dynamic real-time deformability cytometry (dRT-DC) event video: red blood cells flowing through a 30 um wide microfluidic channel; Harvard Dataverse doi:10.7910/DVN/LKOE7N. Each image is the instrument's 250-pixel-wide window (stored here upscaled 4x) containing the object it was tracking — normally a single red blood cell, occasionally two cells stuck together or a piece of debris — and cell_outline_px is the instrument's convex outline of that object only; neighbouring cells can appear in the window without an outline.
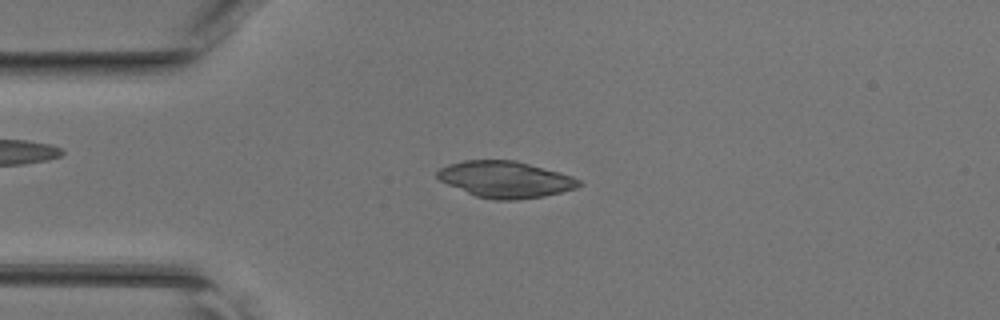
{"species": "common noctule bat (a hibernating species)", "species_latin": "Nyctalus noctula", "temperature_condition": "room temperature", "stored_images_in_passage": 44, "camera_frame_rate_fps": 3000, "um_per_image_px": 0.085, "animal": {"sex": "female", "body_mass_g": 17.0, "forearm_length_mm": 48.0}, "frame": {"image": 1, "passage_image": 10, "time_ms": 3.0, "image_size_px": [1000, 320], "cell_outline_px": [[584, 184], [576, 188], [544, 196], [516, 200], [496, 200], [476, 196], [448, 184], [440, 180], [436, 176], [436, 172], [440, 168], [448, 164], [464, 160], [516, 160], [560, 172], [572, 176], [580, 180]], "centroid_in_image_um": [42.98, 15.24], "position_along_channel_um": 42.0, "area_um2": 30.06}}
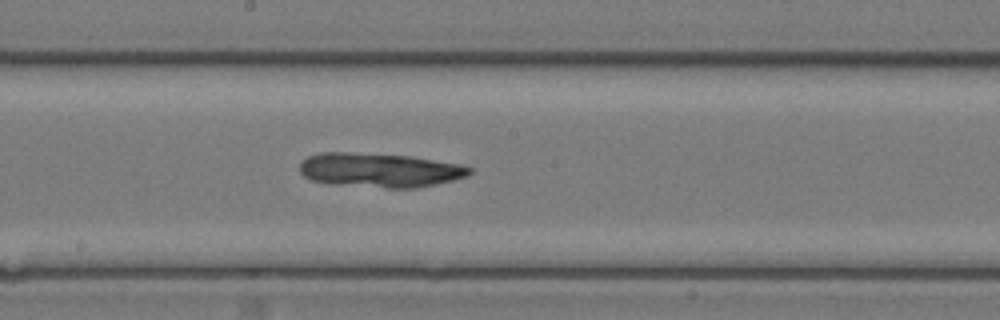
{"frame": {"image": 2, "passage_image": 23, "time_ms": 7.333, "image_size_px": [1000, 320], "cell_outline_px": [[472, 172], [468, 176], [436, 184], [416, 188], [388, 188], [328, 184], [312, 180], [304, 176], [300, 172], [300, 160], [308, 156], [320, 152], [348, 152], [412, 156], [460, 164], [472, 168]], "centroid_in_image_um": [32.25, 14.46], "position_along_channel_um": 215.9, "area_um2": 34.22}}
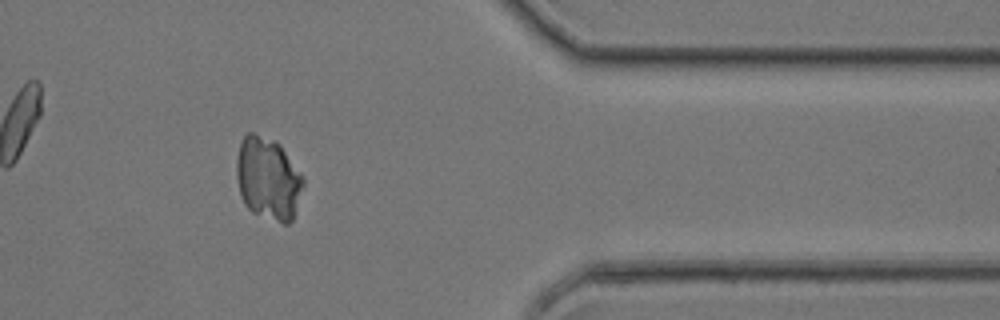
{"frame": {"image": 3, "passage_image": 36, "time_ms": 11.667, "image_size_px": [1000, 320], "cell_outline_px": [[304, 184], [292, 220], [288, 224], [284, 224], [252, 212], [244, 204], [240, 196], [236, 176], [236, 160], [240, 144], [244, 136], [248, 132], [252, 132], [276, 140], [280, 144], [304, 176]], "centroid_in_image_um": [22.78, 15.16], "position_along_channel_um": 388.6, "area_um2": 32.43}}